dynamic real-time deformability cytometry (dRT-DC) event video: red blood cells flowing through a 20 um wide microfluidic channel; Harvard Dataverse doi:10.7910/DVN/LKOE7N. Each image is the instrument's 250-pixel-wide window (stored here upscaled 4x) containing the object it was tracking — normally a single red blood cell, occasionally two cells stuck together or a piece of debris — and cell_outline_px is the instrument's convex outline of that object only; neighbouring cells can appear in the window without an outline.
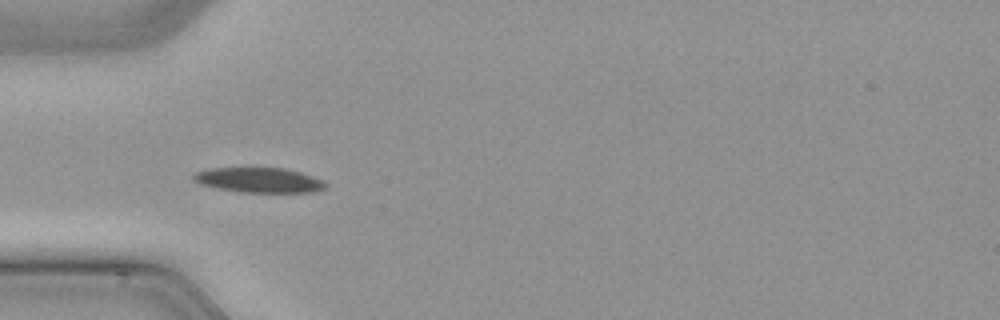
{"species": "common noctule bat (a hibernating species)", "species_latin": "Nyctalus noctula", "temperature_condition": "cold", "stored_images_in_passage": 35, "camera_frame_rate_fps": 3000, "um_per_image_px": 0.085, "animal": {"sex": "male", "body_mass_g": 21.5, "forearm_length_mm": 52.0}, "frame": {"image": 1, "passage_image": 1, "time_ms": 0.0, "image_size_px": [1000, 320], "cell_outline_px": [[328, 184], [324, 188], [312, 192], [244, 192], [216, 188], [200, 184], [192, 180], [192, 176], [196, 172], [212, 168], [284, 168], [300, 172], [312, 176]], "centroid_in_image_um": [21.98, 15.31], "position_along_channel_um": 63.0, "area_um2": 19.02}}
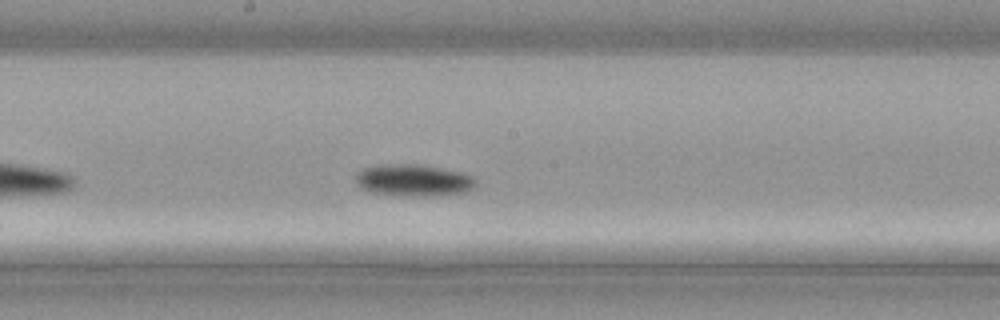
{"frame": {"image": 2, "passage_image": 12, "time_ms": 3.667, "image_size_px": [1000, 320], "cell_outline_px": [[476, 184], [472, 188], [464, 192], [432, 196], [400, 196], [372, 192], [364, 188], [356, 180], [356, 176], [364, 168], [380, 164], [420, 164], [460, 172], [472, 176], [476, 180]], "centroid_in_image_um": [35.18, 15.32], "position_along_channel_um": 213.0, "area_um2": 22.08}}
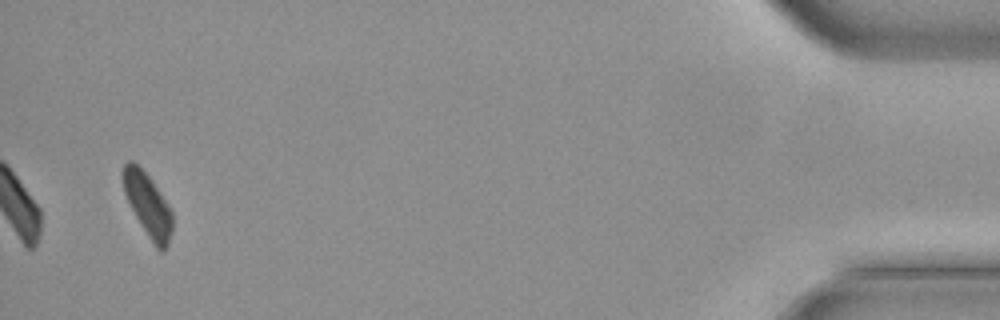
{"frame": {"image": 3, "passage_image": 33, "time_ms": 10.667, "image_size_px": [1000, 320], "cell_outline_px": [[172, 232], [168, 244], [164, 252], [160, 252], [156, 248], [148, 236], [136, 216], [124, 192], [120, 176], [120, 172], [124, 164], [128, 160], [132, 160], [152, 180], [168, 204], [172, 212]], "centroid_in_image_um": [12.55, 17.4], "position_along_channel_um": 422.7, "area_um2": 18.21}}